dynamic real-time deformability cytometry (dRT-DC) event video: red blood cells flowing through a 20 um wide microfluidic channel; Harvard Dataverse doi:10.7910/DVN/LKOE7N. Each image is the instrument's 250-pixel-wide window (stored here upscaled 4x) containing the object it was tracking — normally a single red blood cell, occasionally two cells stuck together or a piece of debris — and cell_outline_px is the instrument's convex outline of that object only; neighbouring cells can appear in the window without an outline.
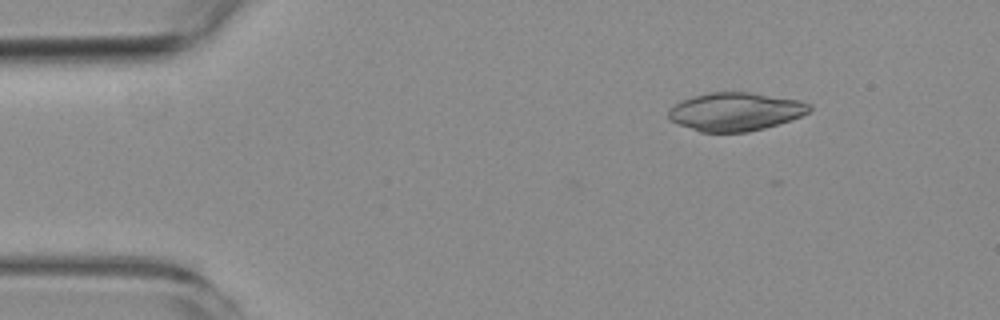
{"species": "common noctule bat (a hibernating species)", "species_latin": "Nyctalus noctula", "temperature_condition": "room temperature", "stored_images_in_passage": 4, "camera_frame_rate_fps": 3000, "um_per_image_px": 0.085, "animal": {"sex": "female", "body_mass_g": 19.3, "forearm_length_mm": 54.1}, "frame": {"image": 1, "passage_image": 1, "time_ms": 0.0, "image_size_px": [1000, 320], "cell_outline_px": [[812, 108], [808, 112], [800, 116], [764, 128], [748, 132], [700, 132], [676, 124], [668, 116], [668, 112], [680, 100], [692, 96], [712, 92], [748, 92], [800, 100], [812, 104]], "centroid_in_image_um": [62.5, 9.49], "position_along_channel_um": 22.5, "area_um2": 31.33}}